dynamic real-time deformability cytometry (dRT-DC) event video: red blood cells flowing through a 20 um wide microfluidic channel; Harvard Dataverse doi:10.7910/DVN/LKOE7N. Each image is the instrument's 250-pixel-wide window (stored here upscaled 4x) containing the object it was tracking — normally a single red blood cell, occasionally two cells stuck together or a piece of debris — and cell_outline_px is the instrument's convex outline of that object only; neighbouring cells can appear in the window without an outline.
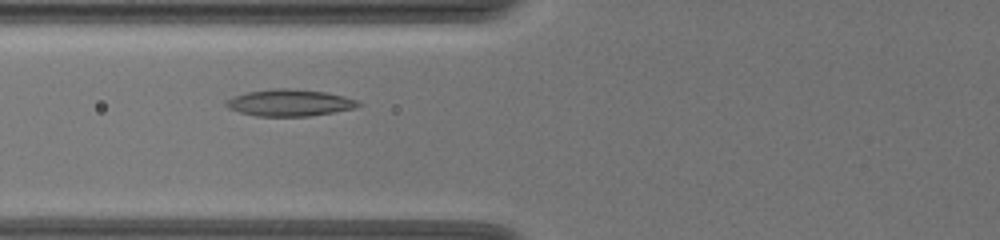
{"species": "common noctule bat (a hibernating species)", "species_latin": "Nyctalus noctula", "temperature_condition": "warm", "stored_images_in_passage": 47, "camera_frame_rate_fps": 3000, "um_per_image_px": 0.085, "animal": {"sex": "female", "body_mass_g": 19.5, "forearm_length_mm": 54.1}, "frame": {"image": 1, "passage_image": 13, "time_ms": 4.0, "image_size_px": [1000, 240], "cell_outline_px": [[360, 104], [352, 108], [332, 112], [308, 116], [256, 116], [240, 112], [228, 108], [224, 104], [224, 100], [232, 96], [248, 92], [272, 88], [288, 88], [324, 92], [344, 96], [356, 100]], "centroid_in_image_um": [24.52, 8.73], "position_along_channel_um": 101.3, "area_um2": 20.4}}
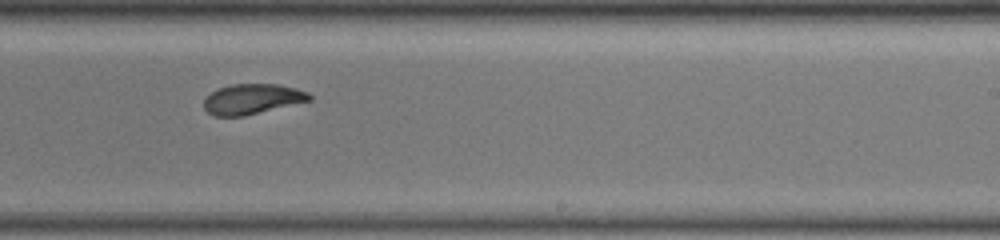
{"frame": {"image": 2, "passage_image": 27, "time_ms": 8.667, "image_size_px": [1000, 240], "cell_outline_px": [[312, 100], [244, 116], [212, 116], [204, 108], [204, 100], [212, 92], [220, 88], [232, 84], [276, 84], [296, 88], [308, 92], [312, 96]], "centroid_in_image_um": [21.46, 8.42], "position_along_channel_um": 267.5, "area_um2": 18.5}}
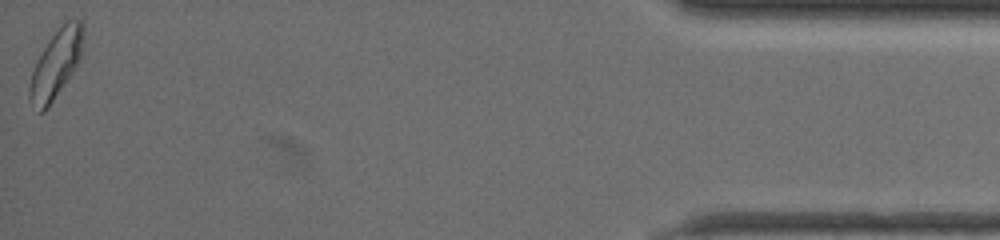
{"frame": {"image": 3, "passage_image": 47, "time_ms": 15.333, "image_size_px": [1000, 240], "cell_outline_px": [[84, 32], [80, 60], [48, 108], [44, 112], [40, 112], [28, 96], [28, 88], [32, 72], [36, 60], [52, 36], [68, 20], [80, 20], [84, 28]], "centroid_in_image_um": [4.75, 5.45], "position_along_channel_um": 430.4, "area_um2": 20.75}, "authors_computed_cell_mechanics": {"area_um2": 19.5942, "velocity_mm_per_s": 3.57, "shape_relaxation_time_tau1_ms": 4.2405, "shape_relaxation_time_tau2_ms": 1.9066, "deformation_change_tau1": 0.1248, "deformation_change_tau2": 0.0658}}